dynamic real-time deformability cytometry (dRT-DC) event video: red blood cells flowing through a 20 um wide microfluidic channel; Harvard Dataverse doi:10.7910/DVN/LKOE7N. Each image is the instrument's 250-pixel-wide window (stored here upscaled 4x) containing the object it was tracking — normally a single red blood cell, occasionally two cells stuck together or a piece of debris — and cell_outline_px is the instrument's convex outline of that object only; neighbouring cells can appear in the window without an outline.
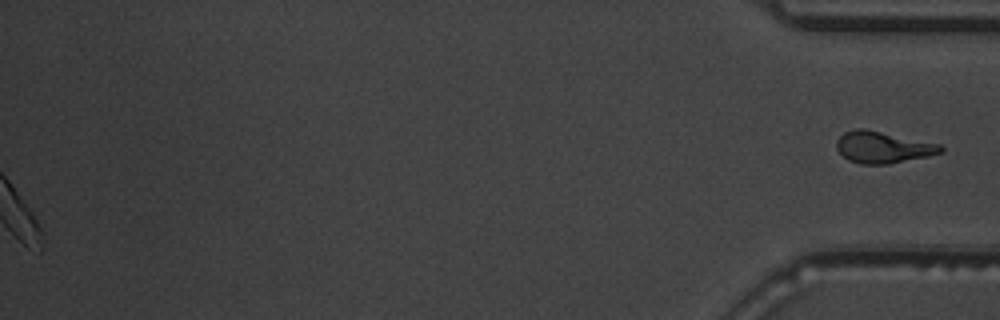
{"species": "common noctule bat (a hibernating species)", "species_latin": "Nyctalus noctula", "temperature_condition": "warm", "stored_images_in_passage": 42, "segment_of_instrument_passage": [2, 2], "camera_frame_rate_fps": 3000, "um_per_image_px": 0.085, "animal": {"sex": "male", "body_mass_g": 19.5, "forearm_length_mm": 54.6}, "frame": {"image": 1, "passage_image": 42, "time_ms": 13.667, "image_size_px": [1000, 320], "cell_outline_px": [[944, 148], [940, 152], [928, 156], [888, 164], [860, 164], [848, 160], [836, 148], [836, 140], [844, 132], [856, 128], [864, 128], [940, 144]], "centroid_in_image_um": [75.01, 12.51], "position_along_channel_um": 360.2, "area_um2": 19.07}}